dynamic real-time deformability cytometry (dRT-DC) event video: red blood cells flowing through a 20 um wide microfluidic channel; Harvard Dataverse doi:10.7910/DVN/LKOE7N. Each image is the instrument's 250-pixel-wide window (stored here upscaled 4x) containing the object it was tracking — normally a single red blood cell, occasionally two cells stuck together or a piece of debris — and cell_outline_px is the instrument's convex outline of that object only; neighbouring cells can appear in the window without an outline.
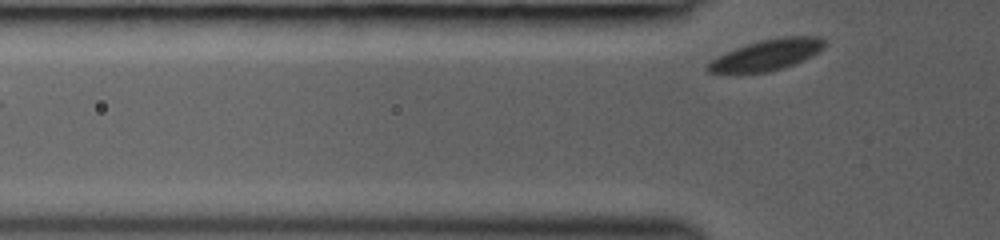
{"species": "common noctule bat (a hibernating species)", "species_latin": "Nyctalus noctula", "temperature_condition": "room temperature", "stored_images_in_passage": 4, "camera_frame_rate_fps": 3000, "um_per_image_px": 0.085, "animal": {"sex": "female", "body_mass_g": 19.0, "forearm_length_mm": 53.3}, "frame": {"image": 1, "passage_image": 4, "time_ms": 3.0, "image_size_px": [1000, 240], "cell_outline_px": [[824, 48], [812, 56], [784, 68], [768, 72], [708, 72], [708, 64], [716, 56], [736, 48], [760, 40], [784, 36], [820, 36], [824, 40]], "centroid_in_image_um": [65.23, 4.65], "position_along_channel_um": 60.6, "area_um2": 20.69}}